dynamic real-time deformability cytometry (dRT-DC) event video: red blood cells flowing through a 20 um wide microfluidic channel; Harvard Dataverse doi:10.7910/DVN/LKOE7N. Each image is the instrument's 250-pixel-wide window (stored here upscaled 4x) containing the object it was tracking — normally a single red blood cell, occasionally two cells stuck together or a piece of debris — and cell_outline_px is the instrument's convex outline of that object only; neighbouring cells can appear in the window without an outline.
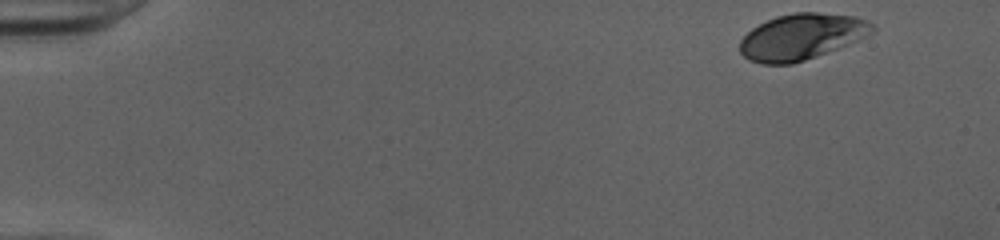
{"species": "human", "species_latin": "Homo sapiens", "temperature_condition": "cold", "stored_images_in_passage": 48, "camera_frame_rate_fps": 3000, "um_per_image_px": 0.085, "donor": {"sex": "female"}, "frame": {"image": 1, "passage_image": 1, "time_ms": 0.0, "image_size_px": [1000, 240], "cell_outline_px": [[876, 28], [868, 36], [848, 44], [816, 56], [792, 64], [760, 64], [748, 60], [740, 52], [740, 40], [752, 28], [776, 16], [796, 12], [816, 12], [856, 16], [868, 20]], "centroid_in_image_um": [68.14, 3.12], "position_along_channel_um": 16.9, "area_um2": 35.49}}
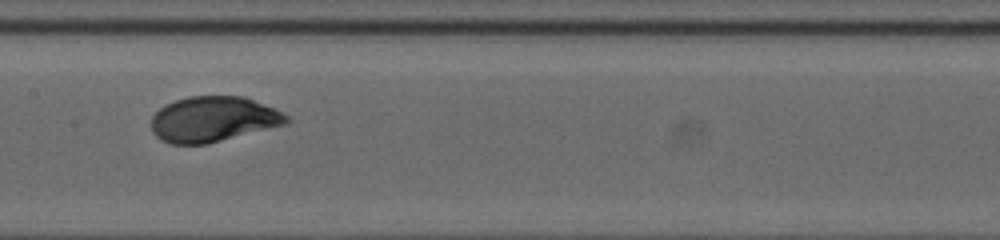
{"frame": {"image": 2, "passage_image": 24, "time_ms": 7.667, "image_size_px": [1000, 240], "cell_outline_px": [[288, 124], [208, 144], [172, 144], [160, 140], [152, 132], [152, 116], [164, 104], [188, 96], [244, 96], [272, 108], [288, 116]], "centroid_in_image_um": [18.1, 10.14], "position_along_channel_um": 189.3, "area_um2": 35.78}}
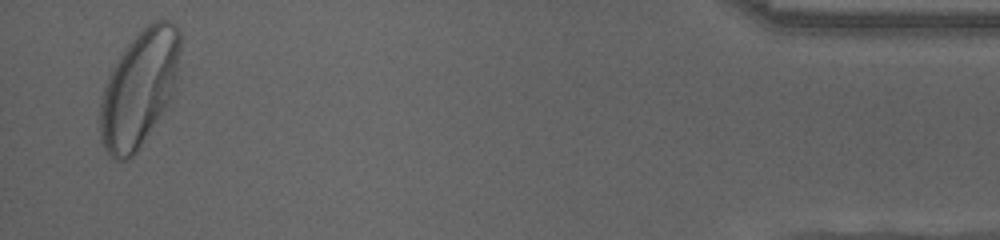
{"frame": {"image": 3, "passage_image": 47, "time_ms": 15.333, "image_size_px": [1000, 240], "cell_outline_px": [[180, 48], [176, 88], [172, 96], [136, 152], [128, 160], [112, 160], [104, 148], [100, 140], [100, 104], [104, 84], [108, 76], [120, 56], [128, 44], [148, 24], [156, 20], [168, 20], [176, 24], [180, 28]], "centroid_in_image_um": [11.84, 7.52], "position_along_channel_um": 423.4, "area_um2": 53.87}, "authors_computed_cell_mechanics": {"area_um2": 36.2117, "velocity_mm_per_s": 3.9933, "shape_relaxation_time_tau1_ms": 2.5943, "shape_relaxation_time_tau2_ms": null, "deformation_change_tau1": 0.1458, "deformation_change_tau2": null}}